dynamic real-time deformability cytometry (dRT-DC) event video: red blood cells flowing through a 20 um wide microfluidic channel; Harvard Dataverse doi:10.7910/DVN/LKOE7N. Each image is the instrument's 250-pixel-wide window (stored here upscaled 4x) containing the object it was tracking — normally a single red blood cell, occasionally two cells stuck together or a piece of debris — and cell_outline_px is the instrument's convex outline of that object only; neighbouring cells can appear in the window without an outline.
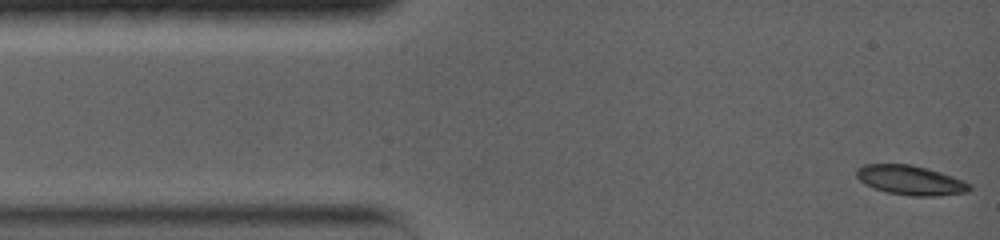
{"species": "common noctule bat (a hibernating species)", "species_latin": "Nyctalus noctula", "temperature_condition": "warm", "stored_images_in_passage": 39, "camera_frame_rate_fps": 5000, "um_per_image_px": 0.085, "animal": {"sex": "female", "body_mass_g": 19.0, "forearm_length_mm": 56.7}, "frame": {"image": 1, "passage_image": 1, "time_ms": 0.0, "image_size_px": [1000, 240], "cell_outline_px": [[972, 188], [968, 192], [936, 196], [912, 196], [888, 192], [864, 184], [856, 176], [856, 168], [864, 164], [908, 164], [928, 168], [964, 180], [972, 184]], "centroid_in_image_um": [77.42, 15.31], "position_along_channel_um": 7.6, "area_um2": 19.48}}
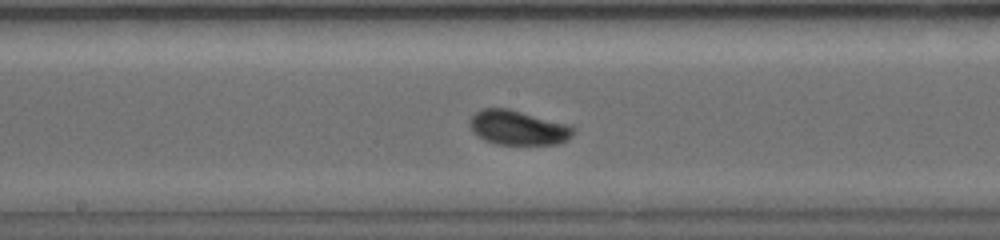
{"frame": {"image": 2, "passage_image": 24, "time_ms": 7.2, "image_size_px": [1000, 240], "cell_outline_px": [[576, 132], [568, 140], [560, 144], [496, 144], [484, 140], [472, 132], [468, 124], [468, 120], [480, 108], [508, 108], [572, 124], [576, 128]], "centroid_in_image_um": [44.08, 10.84], "position_along_channel_um": 204.1, "area_um2": 21.44}}
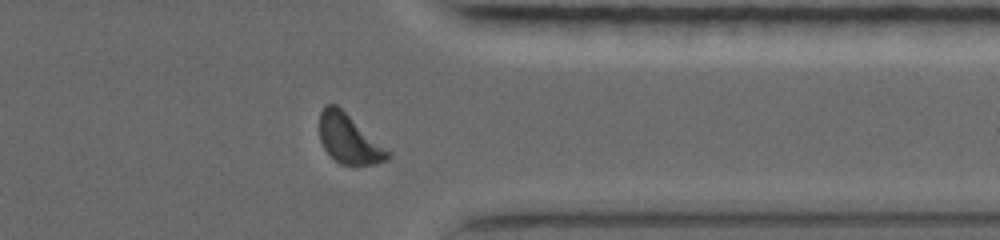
{"frame": {"image": 3, "passage_image": 34, "time_ms": 12.0, "image_size_px": [1000, 240], "cell_outline_px": [[392, 152], [388, 160], [376, 164], [340, 164], [324, 148], [320, 140], [320, 112], [324, 104], [336, 104]], "centroid_in_image_um": [29.68, 11.8], "position_along_channel_um": 381.7, "area_um2": 19.48}}